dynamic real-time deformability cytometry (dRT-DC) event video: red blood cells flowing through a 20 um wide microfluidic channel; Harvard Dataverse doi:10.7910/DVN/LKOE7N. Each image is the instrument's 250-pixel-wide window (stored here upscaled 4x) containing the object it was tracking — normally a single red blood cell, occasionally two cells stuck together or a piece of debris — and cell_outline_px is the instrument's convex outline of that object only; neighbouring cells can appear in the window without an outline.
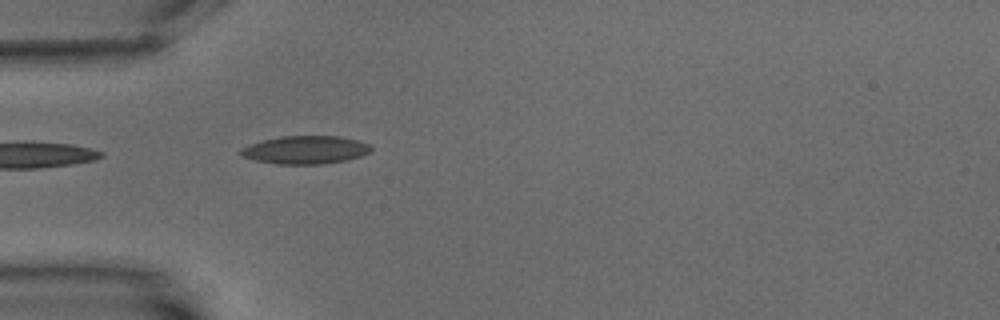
{"species": "common noctule bat (a hibernating species)", "species_latin": "Nyctalus noctula", "temperature_condition": "warm", "stored_images_in_passage": 6, "camera_frame_rate_fps": 3000, "um_per_image_px": 0.085, "animal": {"sex": "male", "body_mass_g": 15.6}, "frame": {"image": 1, "passage_image": 6, "time_ms": 6.0, "image_size_px": [1000, 320], "cell_outline_px": [[372, 152], [360, 156], [344, 160], [320, 164], [276, 164], [256, 160], [240, 156], [236, 152], [240, 148], [248, 144], [280, 136], [340, 136], [356, 140], [368, 144], [372, 148]], "centroid_in_image_um": [25.9, 12.73], "position_along_channel_um": 59.1, "area_um2": 21.39}}